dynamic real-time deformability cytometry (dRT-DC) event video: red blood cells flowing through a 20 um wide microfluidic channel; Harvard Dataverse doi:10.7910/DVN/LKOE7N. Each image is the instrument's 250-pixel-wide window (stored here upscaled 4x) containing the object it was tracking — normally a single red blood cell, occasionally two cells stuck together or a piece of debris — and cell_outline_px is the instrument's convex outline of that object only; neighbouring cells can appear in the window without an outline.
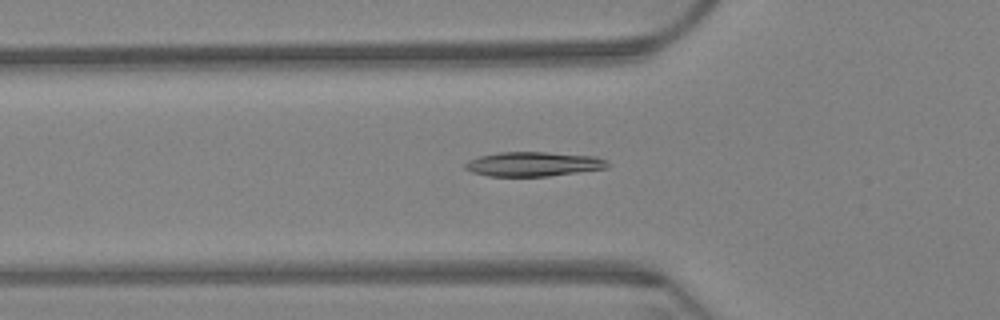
{"species": "Egyptian fruit bat (a non-hibernating species)", "species_latin": "Rousettus aegyptiacus", "temperature_condition": "warm", "stored_images_in_passage": 36, "camera_frame_rate_fps": 3000, "um_per_image_px": 0.085, "animal": {"sex": "female"}, "frame": {"image": 1, "passage_image": 7, "time_ms": 2.0, "image_size_px": [1000, 320], "cell_outline_px": [[608, 168], [548, 176], [488, 176], [472, 172], [464, 168], [464, 164], [468, 160], [480, 156], [500, 152], [548, 152], [596, 156], [604, 160], [608, 164]], "centroid_in_image_um": [45.31, 13.94], "position_along_channel_um": 80.5, "area_um2": 20.23}}
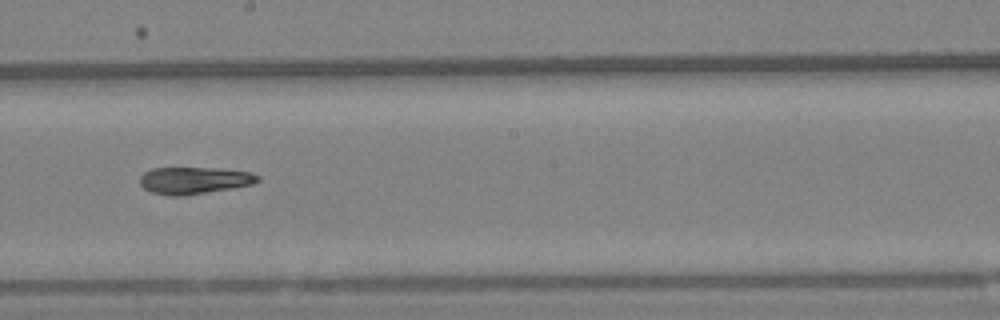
{"frame": {"image": 2, "passage_image": 21, "time_ms": 6.667, "image_size_px": [1000, 320], "cell_outline_px": [[260, 180], [252, 184], [232, 188], [184, 196], [168, 196], [152, 192], [144, 188], [140, 184], [140, 176], [144, 172], [152, 168], [212, 168], [252, 172], [260, 176]], "centroid_in_image_um": [16.5, 15.34], "position_along_channel_um": 231.7, "area_um2": 18.55}}
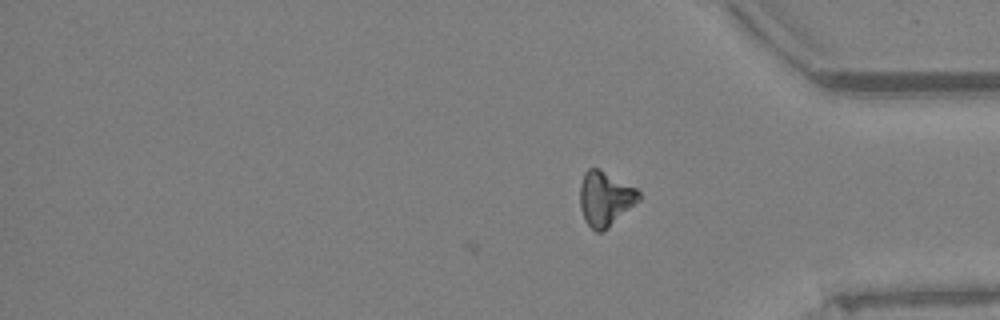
{"frame": {"image": 3, "passage_image": 36, "time_ms": 11.667, "image_size_px": [1000, 320], "cell_outline_px": [[640, 200], [604, 232], [596, 232], [584, 220], [580, 208], [580, 184], [584, 172], [588, 168], [596, 168], [636, 188], [640, 192]], "centroid_in_image_um": [51.42, 16.91], "position_along_channel_um": 383.8, "area_um2": 18.67}}